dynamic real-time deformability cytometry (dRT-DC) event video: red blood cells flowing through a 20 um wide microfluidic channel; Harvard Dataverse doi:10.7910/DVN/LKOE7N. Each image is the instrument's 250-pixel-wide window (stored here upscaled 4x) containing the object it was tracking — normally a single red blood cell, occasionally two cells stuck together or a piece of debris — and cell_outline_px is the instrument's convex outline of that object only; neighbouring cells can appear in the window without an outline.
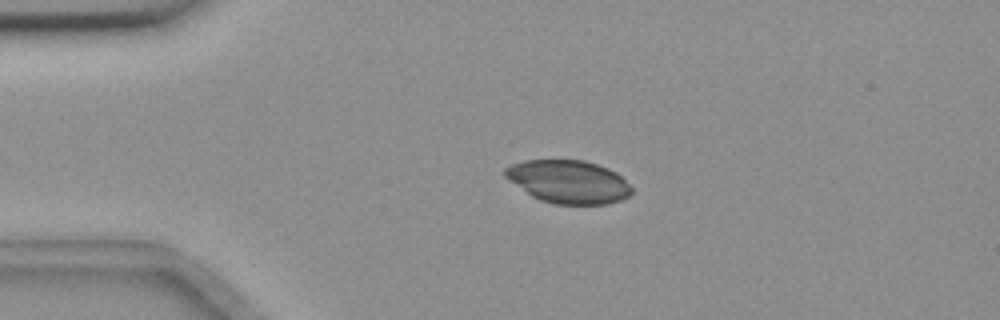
{"species": "common noctule bat (a hibernating species)", "species_latin": "Nyctalus noctula", "temperature_condition": "room temperature", "stored_images_in_passage": 44, "camera_frame_rate_fps": 3000, "um_per_image_px": 0.085, "animal": {"sex": "female", "body_mass_g": 18.4}, "frame": {"image": 1, "passage_image": 1, "time_ms": 0.0, "image_size_px": [1000, 320], "cell_outline_px": [[632, 192], [628, 196], [620, 200], [608, 204], [552, 204], [540, 200], [532, 196], [508, 180], [504, 176], [504, 168], [512, 164], [524, 160], [584, 160], [608, 168], [616, 172], [632, 188]], "centroid_in_image_um": [48.29, 15.45], "position_along_channel_um": 36.7, "area_um2": 31.73}}
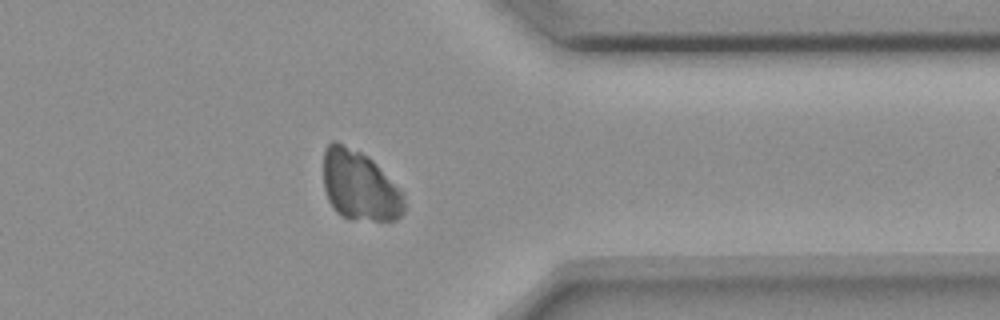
{"frame": {"image": 2, "passage_image": 33, "time_ms": 10.667, "image_size_px": [1000, 320], "cell_outline_px": [[404, 212], [396, 220], [348, 220], [340, 216], [336, 212], [328, 200], [324, 188], [324, 148], [332, 140], [336, 140], [368, 156], [404, 192]], "centroid_in_image_um": [30.56, 15.8], "position_along_channel_um": 380.8, "area_um2": 33.23}}
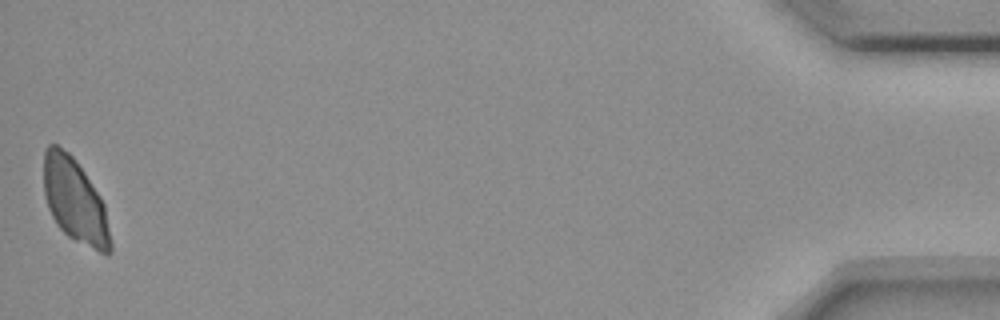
{"frame": {"image": 3, "passage_image": 44, "time_ms": 14.333, "image_size_px": [1000, 320], "cell_outline_px": [[112, 252], [108, 256], [68, 236], [56, 224], [48, 208], [44, 196], [44, 148], [48, 144], [56, 144], [68, 152], [72, 156], [84, 172], [100, 196], [104, 204], [112, 244]], "centroid_in_image_um": [6.36, 17.06], "position_along_channel_um": 428.8, "area_um2": 32.66}}